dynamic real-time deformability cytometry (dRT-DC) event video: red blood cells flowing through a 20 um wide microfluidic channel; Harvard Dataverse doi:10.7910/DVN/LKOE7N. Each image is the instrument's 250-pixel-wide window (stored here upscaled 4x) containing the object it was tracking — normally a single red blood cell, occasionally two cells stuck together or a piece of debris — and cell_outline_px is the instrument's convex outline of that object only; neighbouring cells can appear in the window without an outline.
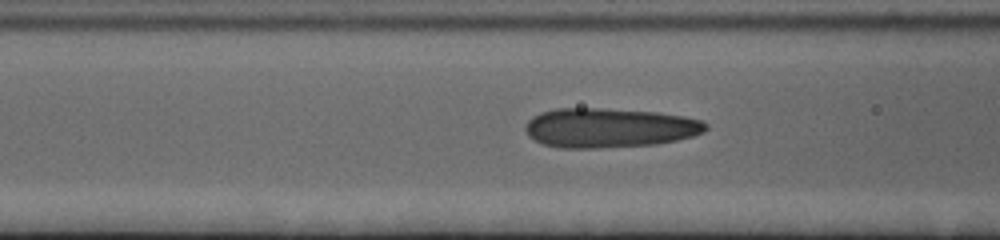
{"species": "human", "species_latin": "Homo sapiens", "temperature_condition": "cold", "stored_images_in_passage": 24, "camera_frame_rate_fps": 3000, "um_per_image_px": 0.085, "donor": {"sex": "female"}, "frame": {"image": 1, "passage_image": 21, "time_ms": 6.667, "image_size_px": [1000, 240], "cell_outline_px": [[708, 128], [704, 132], [692, 136], [676, 140], [656, 144], [592, 148], [560, 148], [544, 144], [528, 136], [524, 128], [528, 120], [532, 116], [540, 112], [556, 108], [600, 108], [656, 112], [684, 116], [700, 120], [708, 124]], "centroid_in_image_um": [51.77, 10.86], "position_along_channel_um": 114.8, "area_um2": 41.56}}